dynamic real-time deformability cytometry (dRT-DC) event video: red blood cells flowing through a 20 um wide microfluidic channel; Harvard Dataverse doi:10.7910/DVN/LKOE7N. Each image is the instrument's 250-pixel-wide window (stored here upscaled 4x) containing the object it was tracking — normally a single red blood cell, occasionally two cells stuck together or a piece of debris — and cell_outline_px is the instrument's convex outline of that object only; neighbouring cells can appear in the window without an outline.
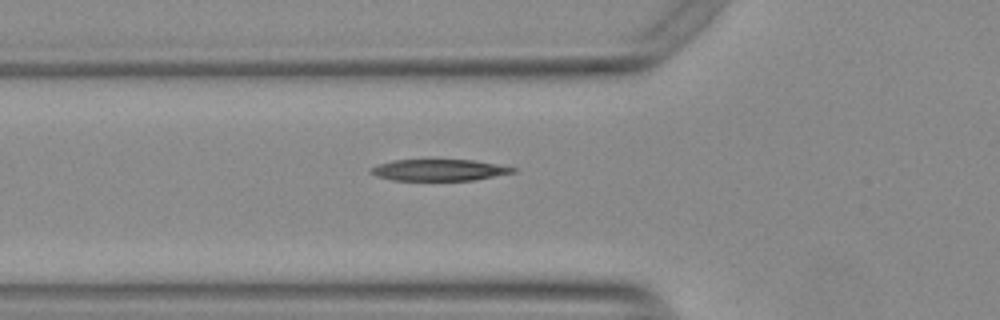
{"species": "Egyptian fruit bat (a non-hibernating species)", "species_latin": "Rousettus aegyptiacus", "temperature_condition": "warm", "stored_images_in_passage": 32, "camera_frame_rate_fps": 3000, "um_per_image_px": 0.085, "animal": {"sex": "female"}, "frame": {"image": 1, "passage_image": 2, "time_ms": 0.333, "image_size_px": [1000, 320], "cell_outline_px": [[516, 172], [472, 180], [392, 180], [376, 176], [368, 172], [368, 168], [392, 160], [472, 160], [496, 164], [516, 168]], "centroid_in_image_um": [37.26, 14.45], "position_along_channel_um": 88.5, "area_um2": 17.63}}
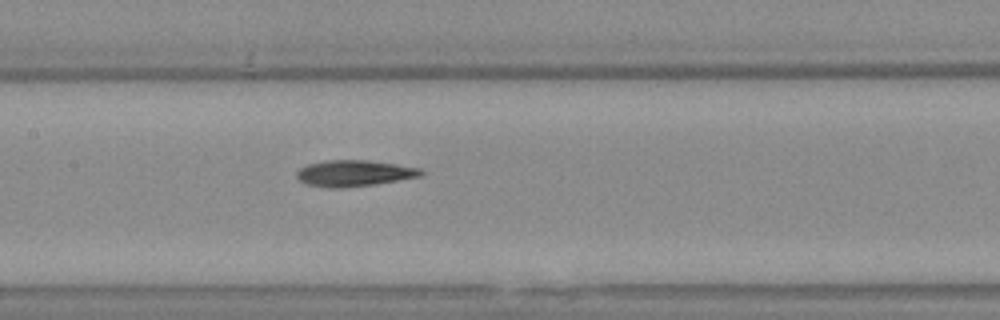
{"frame": {"image": 2, "passage_image": 9, "time_ms": 2.667, "image_size_px": [1000, 320], "cell_outline_px": [[424, 172], [420, 176], [376, 184], [340, 188], [332, 188], [308, 184], [300, 180], [296, 176], [296, 172], [300, 168], [308, 164], [328, 160], [368, 160], [396, 164], [420, 168]], "centroid_in_image_um": [30.1, 14.72], "position_along_channel_um": 177.3, "area_um2": 18.79}}
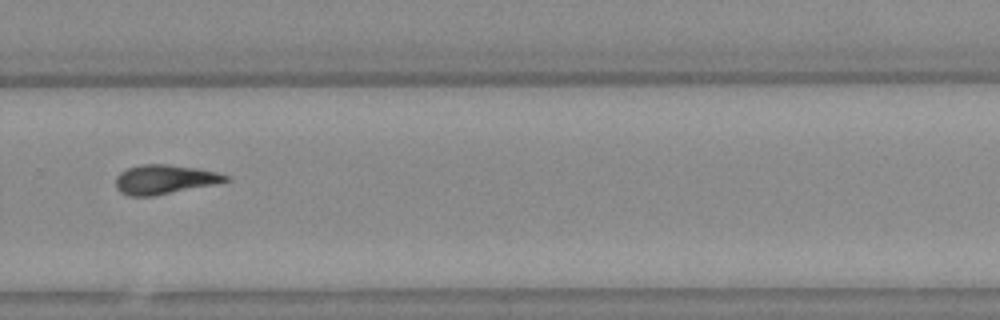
{"frame": {"image": 3, "passage_image": 20, "time_ms": 6.333, "image_size_px": [1000, 320], "cell_outline_px": [[228, 180], [212, 184], [152, 196], [128, 196], [120, 192], [116, 188], [116, 176], [120, 172], [128, 168], [140, 164], [168, 164], [196, 168], [216, 172], [228, 176]], "centroid_in_image_um": [13.9, 15.24], "position_along_channel_um": 315.9, "area_um2": 18.44}}